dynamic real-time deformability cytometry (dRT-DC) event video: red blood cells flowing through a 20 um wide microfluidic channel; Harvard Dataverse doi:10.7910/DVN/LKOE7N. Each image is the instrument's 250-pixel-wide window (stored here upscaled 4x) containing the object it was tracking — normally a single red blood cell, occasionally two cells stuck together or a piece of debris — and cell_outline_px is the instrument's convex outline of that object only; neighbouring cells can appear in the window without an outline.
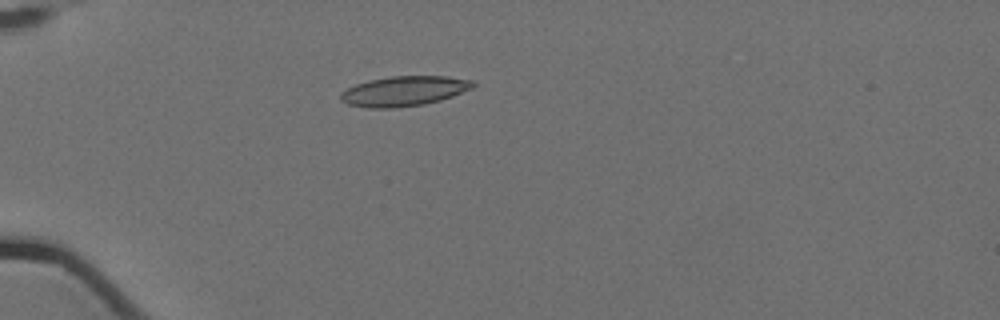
{"species": "Egyptian fruit bat (a non-hibernating species)", "species_latin": "Rousettus aegyptiacus", "temperature_condition": "cold", "stored_images_in_passage": 12, "camera_frame_rate_fps": 3000, "um_per_image_px": 0.085, "animal": {"sex": "female"}, "frame": {"image": 1, "passage_image": 5, "time_ms": 1.333, "image_size_px": [1000, 320], "cell_outline_px": [[476, 84], [472, 88], [452, 96], [440, 100], [424, 104], [396, 108], [368, 108], [348, 104], [340, 100], [340, 92], [356, 84], [368, 80], [392, 76], [448, 76], [476, 80]], "centroid_in_image_um": [34.36, 7.74], "position_along_channel_um": 50.6, "area_um2": 23.24}}
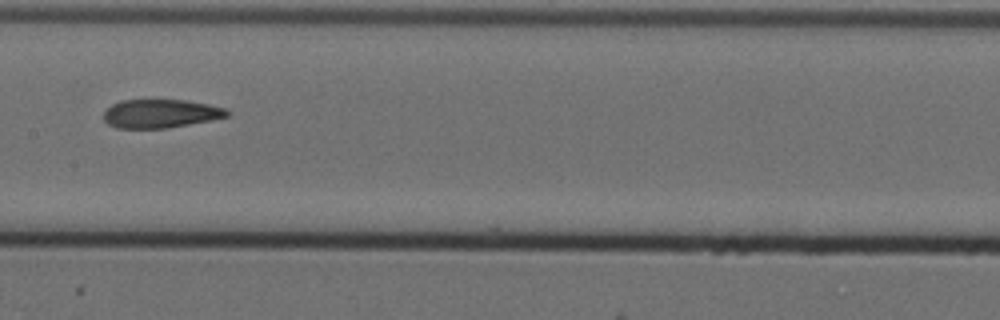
{"frame": {"image": 2, "passage_image": 9, "time_ms": 2.667, "image_size_px": [1000, 320], "cell_outline_px": [[232, 112], [228, 116], [212, 120], [168, 128], [116, 128], [108, 124], [104, 120], [104, 112], [112, 104], [120, 100], [188, 100], [228, 108]], "centroid_in_image_um": [13.69, 9.65], "position_along_channel_um": 193.7, "area_um2": 20.75}}
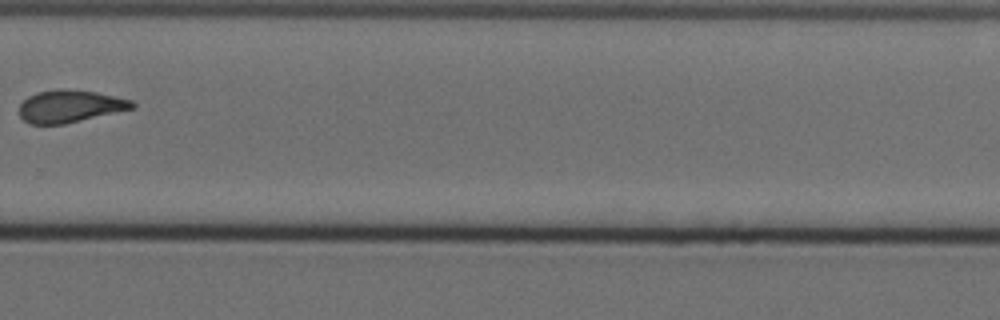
{"frame": {"image": 3, "passage_image": 12, "time_ms": 3.667, "image_size_px": [1000, 320], "cell_outline_px": [[136, 108], [64, 124], [28, 124], [20, 116], [20, 104], [28, 96], [36, 92], [60, 88], [68, 88], [96, 92], [132, 100], [136, 104]], "centroid_in_image_um": [5.96, 9.02], "position_along_channel_um": 323.8, "area_um2": 21.5}}